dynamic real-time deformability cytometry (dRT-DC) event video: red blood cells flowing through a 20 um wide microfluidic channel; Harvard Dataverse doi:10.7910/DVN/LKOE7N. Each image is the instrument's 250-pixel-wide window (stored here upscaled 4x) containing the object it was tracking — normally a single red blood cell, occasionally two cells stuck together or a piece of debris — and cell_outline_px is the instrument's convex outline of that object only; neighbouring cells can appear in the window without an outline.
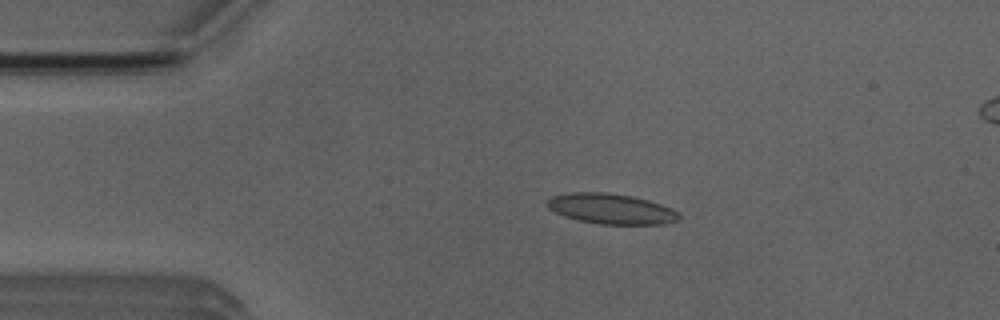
{"species": "Egyptian fruit bat (a non-hibernating species)", "species_latin": "Rousettus aegyptiacus", "temperature_condition": "room temperature", "stored_images_in_passage": 4, "camera_frame_rate_fps": 3000, "um_per_image_px": 0.085, "animal": {"sex": "male"}, "frame": {"image": 1, "passage_image": 2, "time_ms": 1.0, "image_size_px": [1000, 320], "cell_outline_px": [[680, 220], [664, 224], [600, 224], [580, 220], [564, 216], [548, 208], [544, 204], [544, 200], [552, 196], [568, 192], [604, 192], [632, 196], [648, 200], [672, 208], [680, 212]], "centroid_in_image_um": [51.93, 17.74], "position_along_channel_um": 33.1, "area_um2": 23.52}}